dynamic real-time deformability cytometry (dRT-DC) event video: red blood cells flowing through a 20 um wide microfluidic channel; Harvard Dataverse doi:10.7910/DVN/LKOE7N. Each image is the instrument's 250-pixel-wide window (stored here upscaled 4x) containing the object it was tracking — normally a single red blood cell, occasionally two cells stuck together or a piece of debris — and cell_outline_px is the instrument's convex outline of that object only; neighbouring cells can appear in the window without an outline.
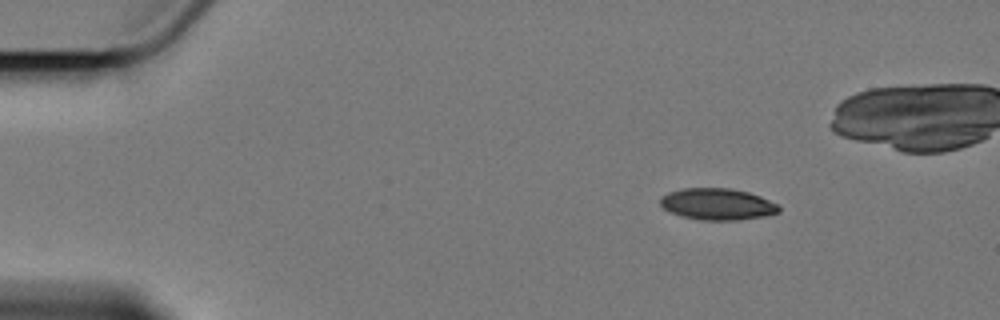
{"species": "Egyptian fruit bat (a non-hibernating species)", "species_latin": "Rousettus aegyptiacus", "temperature_condition": "cold", "stored_images_in_passage": 7, "camera_frame_rate_fps": 3000, "um_per_image_px": 0.085, "animal": {"sex": "female"}, "frame": {"image": 1, "passage_image": 1, "time_ms": 0.0, "image_size_px": [1000, 320], "cell_outline_px": [[780, 212], [764, 216], [740, 220], [704, 220], [684, 216], [672, 212], [664, 208], [660, 204], [660, 196], [668, 192], [684, 188], [732, 188], [748, 192], [760, 196], [780, 204]], "centroid_in_image_um": [61.02, 17.34], "position_along_channel_um": 24.0, "area_um2": 21.85}}
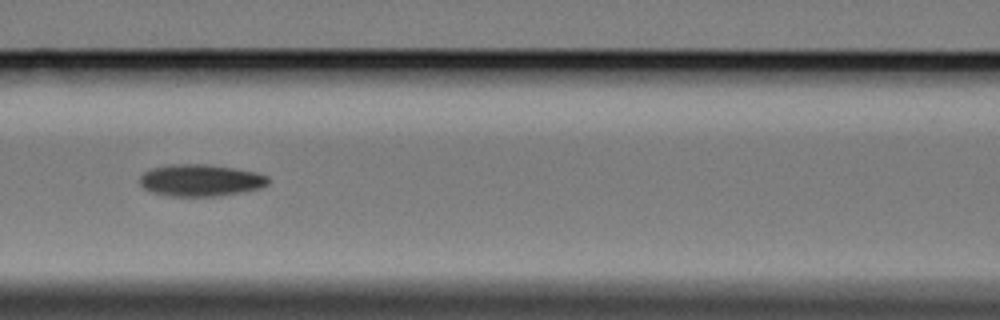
{"frame": {"image": 2, "passage_image": 6, "time_ms": 6.0, "image_size_px": [1000, 320], "cell_outline_px": [[268, 184], [260, 188], [240, 192], [216, 196], [172, 196], [152, 192], [144, 188], [140, 184], [140, 176], [144, 172], [152, 168], [168, 164], [204, 164], [232, 168], [256, 172], [268, 176]], "centroid_in_image_um": [17.03, 15.32], "position_along_channel_um": 149.6, "area_um2": 23.7}}
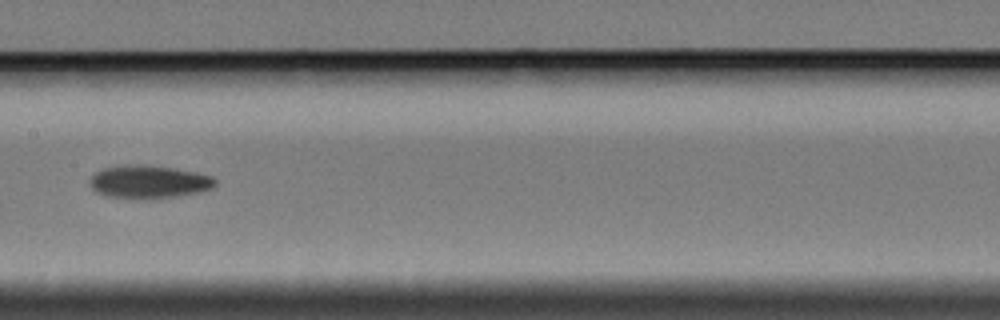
{"frame": {"image": 3, "passage_image": 7, "time_ms": 7.333, "image_size_px": [1000, 320], "cell_outline_px": [[216, 184], [212, 188], [200, 192], [176, 196], [144, 200], [104, 196], [96, 192], [92, 188], [88, 180], [96, 172], [104, 168], [116, 164], [144, 164], [176, 168], [196, 172], [212, 176], [216, 180]], "centroid_in_image_um": [12.62, 15.45], "position_along_channel_um": 194.8, "area_um2": 24.74}}